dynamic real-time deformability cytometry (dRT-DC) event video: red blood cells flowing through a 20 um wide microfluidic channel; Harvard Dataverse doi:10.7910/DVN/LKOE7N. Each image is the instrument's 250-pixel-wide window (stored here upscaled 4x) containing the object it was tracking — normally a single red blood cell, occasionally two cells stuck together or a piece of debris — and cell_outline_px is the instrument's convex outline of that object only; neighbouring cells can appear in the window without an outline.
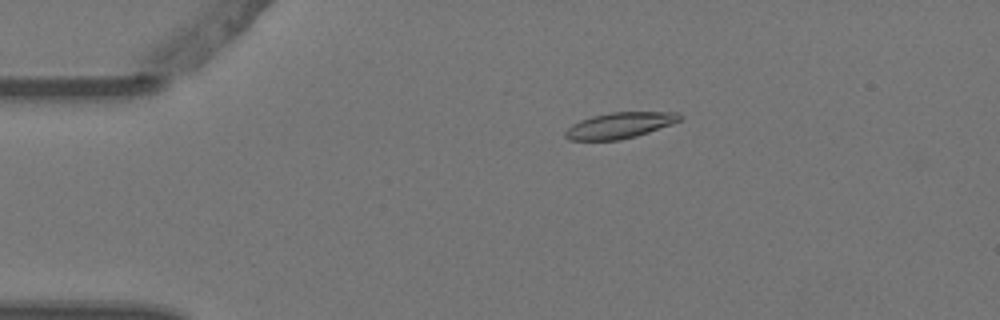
{"species": "Egyptian fruit bat (a non-hibernating species)", "species_latin": "Rousettus aegyptiacus", "temperature_condition": "warm", "stored_images_in_passage": 5, "camera_frame_rate_fps": 3000, "um_per_image_px": 0.085, "animal": {"sex": "female"}, "frame": {"image": 1, "passage_image": 3, "time_ms": 0.667, "image_size_px": [1000, 320], "cell_outline_px": [[684, 116], [680, 120], [672, 124], [636, 136], [620, 140], [568, 140], [564, 136], [564, 132], [572, 124], [580, 120], [592, 116], [612, 112], [680, 112]], "centroid_in_image_um": [52.68, 10.65], "position_along_channel_um": 32.3, "area_um2": 17.34}}
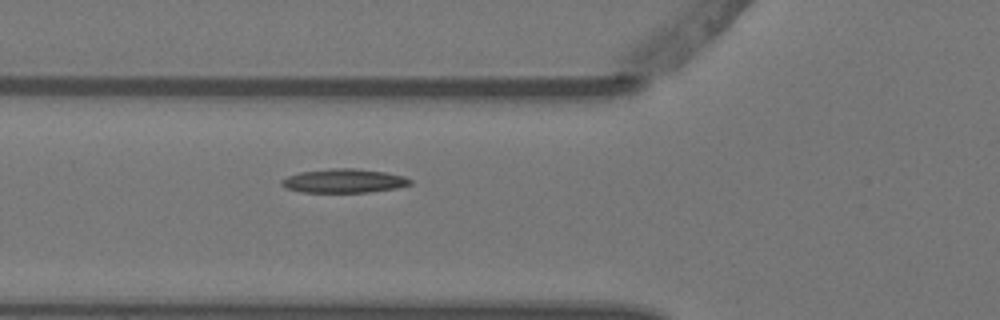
{"frame": {"image": 2, "passage_image": 5, "time_ms": 1.333, "image_size_px": [1000, 320], "cell_outline_px": [[412, 184], [396, 188], [368, 192], [300, 192], [284, 188], [280, 184], [280, 180], [288, 176], [300, 172], [332, 168], [352, 168], [384, 172], [404, 176], [412, 180]], "centroid_in_image_um": [29.2, 15.37], "position_along_channel_um": 96.6, "area_um2": 17.92}}